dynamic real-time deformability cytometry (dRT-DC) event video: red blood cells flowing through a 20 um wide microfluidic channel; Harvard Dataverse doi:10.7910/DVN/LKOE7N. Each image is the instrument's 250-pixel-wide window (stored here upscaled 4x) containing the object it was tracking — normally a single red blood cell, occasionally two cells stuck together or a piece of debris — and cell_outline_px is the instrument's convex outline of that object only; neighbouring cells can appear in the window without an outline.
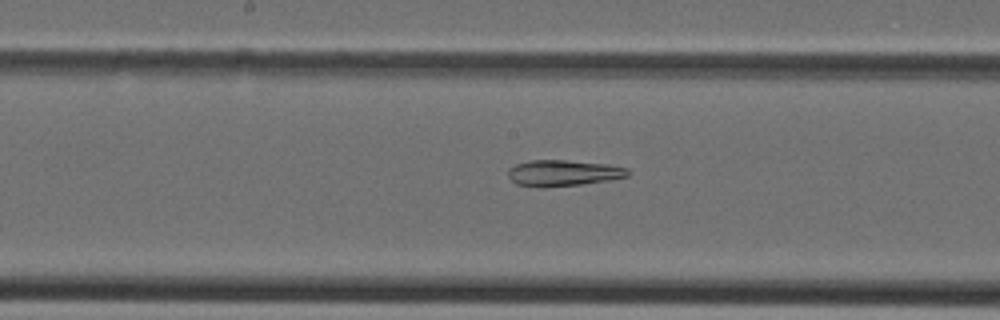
{"species": "Egyptian fruit bat (a non-hibernating species)", "species_latin": "Rousettus aegyptiacus", "temperature_condition": "cold", "stored_images_in_passage": 28, "camera_frame_rate_fps": 3000, "um_per_image_px": 0.085, "animal": {"sex": "female"}, "frame": {"image": 1, "passage_image": 10, "time_ms": 3.0, "image_size_px": [1000, 320], "cell_outline_px": [[632, 172], [628, 176], [612, 180], [580, 184], [544, 188], [540, 188], [516, 184], [508, 176], [508, 168], [516, 164], [532, 160], [564, 160], [608, 164], [628, 168]], "centroid_in_image_um": [47.89, 14.71], "position_along_channel_um": 200.3, "area_um2": 18.44}}
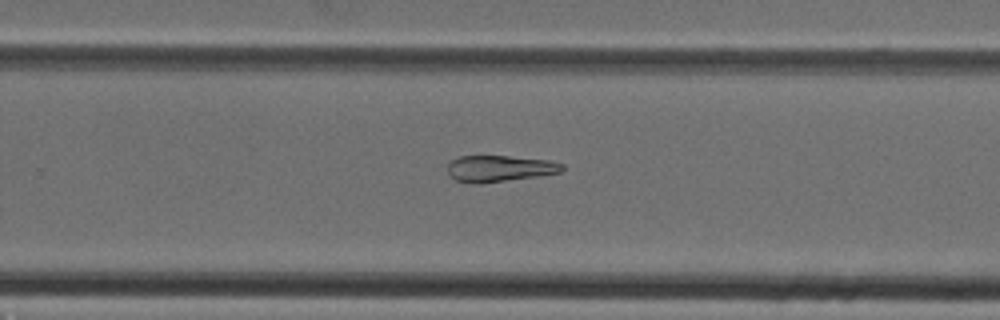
{"frame": {"image": 2, "passage_image": 15, "time_ms": 4.667, "image_size_px": [1000, 320], "cell_outline_px": [[564, 168], [560, 172], [536, 176], [480, 184], [472, 184], [456, 180], [448, 176], [448, 164], [452, 160], [460, 156], [508, 156], [548, 160], [564, 164]], "centroid_in_image_um": [42.42, 14.33], "position_along_channel_um": 287.4, "area_um2": 17.57}}
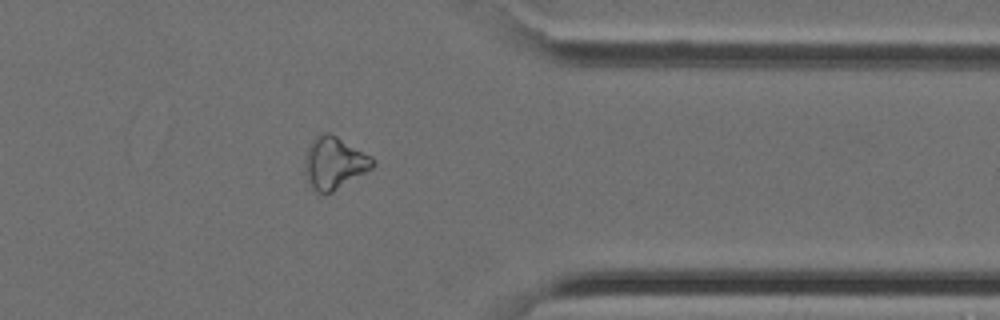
{"frame": {"image": 3, "passage_image": 21, "time_ms": 6.667, "image_size_px": [1000, 320], "cell_outline_px": [[376, 164], [368, 172], [332, 192], [316, 192], [308, 184], [304, 172], [304, 156], [308, 144], [316, 136], [324, 132], [328, 132], [336, 136], [372, 156], [376, 160]], "centroid_in_image_um": [28.4, 13.85], "position_along_channel_um": 383.0, "area_um2": 20.98}}